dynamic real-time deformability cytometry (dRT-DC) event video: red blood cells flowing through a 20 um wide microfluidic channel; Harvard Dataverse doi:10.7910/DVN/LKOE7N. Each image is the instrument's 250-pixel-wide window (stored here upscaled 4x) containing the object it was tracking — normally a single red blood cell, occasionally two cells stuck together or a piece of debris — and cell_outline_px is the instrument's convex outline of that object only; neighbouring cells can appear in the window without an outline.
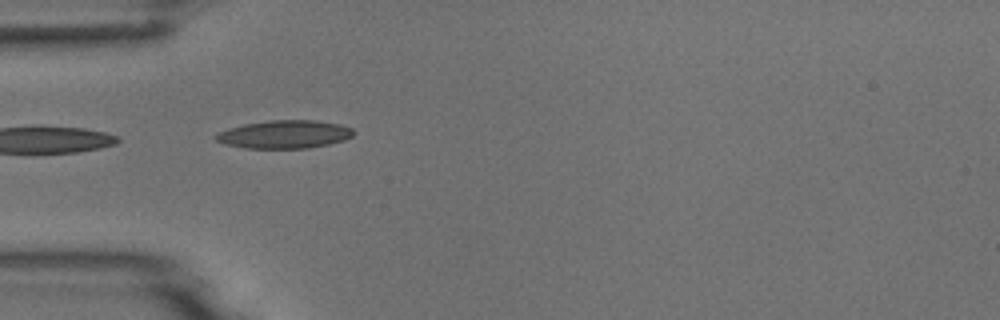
{"species": "common noctule bat (a hibernating species)", "species_latin": "Nyctalus noctula", "temperature_condition": "room temperature", "stored_images_in_passage": 7, "camera_frame_rate_fps": 3000, "um_per_image_px": 0.085, "animal": {"sex": "male", "body_mass_g": 18.8}, "frame": {"image": 1, "passage_image": 4, "time_ms": 4.0, "image_size_px": [1000, 320], "cell_outline_px": [[356, 132], [352, 136], [344, 140], [328, 144], [308, 148], [244, 148], [224, 144], [216, 140], [212, 136], [228, 128], [244, 124], [268, 120], [316, 120], [340, 124], [352, 128]], "centroid_in_image_um": [24.18, 11.41], "position_along_channel_um": 60.8, "area_um2": 22.66}}